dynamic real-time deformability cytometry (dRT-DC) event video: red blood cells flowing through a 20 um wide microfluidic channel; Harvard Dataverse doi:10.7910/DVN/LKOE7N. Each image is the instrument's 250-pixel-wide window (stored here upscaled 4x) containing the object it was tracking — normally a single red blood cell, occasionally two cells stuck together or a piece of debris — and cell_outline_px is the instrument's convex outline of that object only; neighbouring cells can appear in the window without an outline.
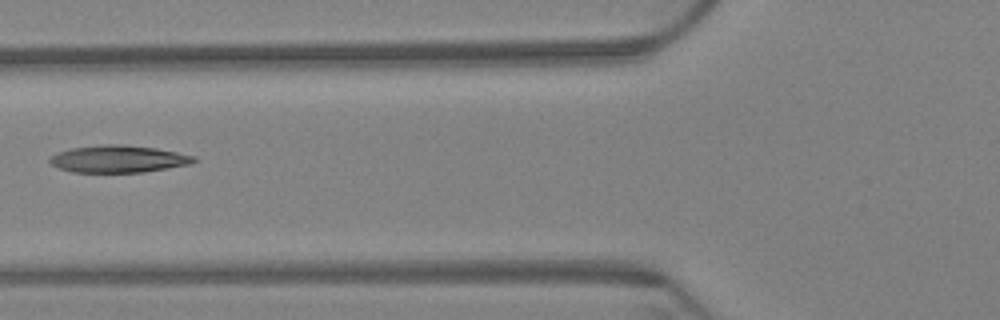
{"species": "Egyptian fruit bat (a non-hibernating species)", "species_latin": "Rousettus aegyptiacus", "temperature_condition": "warm", "stored_images_in_passage": 9, "camera_frame_rate_fps": 3000, "um_per_image_px": 0.085, "animal": {"sex": "female"}, "frame": {"image": 1, "passage_image": 7, "time_ms": 2.0, "image_size_px": [1000, 320], "cell_outline_px": [[196, 160], [188, 164], [144, 172], [72, 172], [60, 168], [52, 164], [48, 160], [52, 156], [60, 152], [72, 148], [104, 144], [120, 144], [156, 148], [196, 156]], "centroid_in_image_um": [10.06, 13.51], "position_along_channel_um": 115.7, "area_um2": 22.48}}
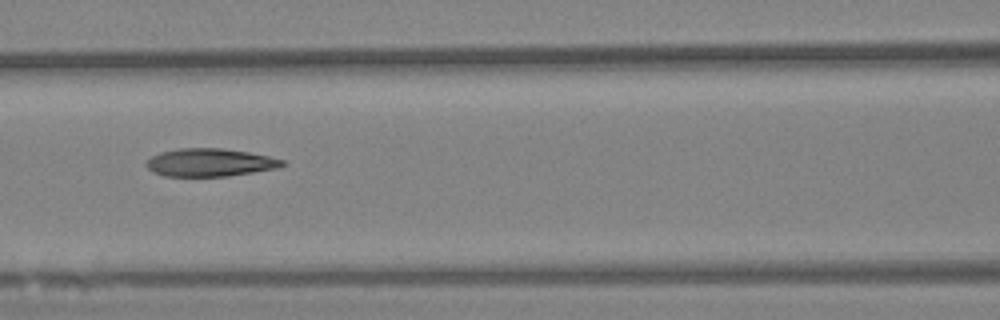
{"frame": {"image": 2, "passage_image": 8, "time_ms": 2.333, "image_size_px": [1000, 320], "cell_outline_px": [[288, 164], [280, 168], [228, 176], [164, 176], [152, 172], [144, 164], [152, 156], [160, 152], [180, 148], [220, 148], [248, 152], [268, 156], [284, 160]], "centroid_in_image_um": [17.86, 13.81], "position_along_channel_um": 148.7, "area_um2": 22.25}}
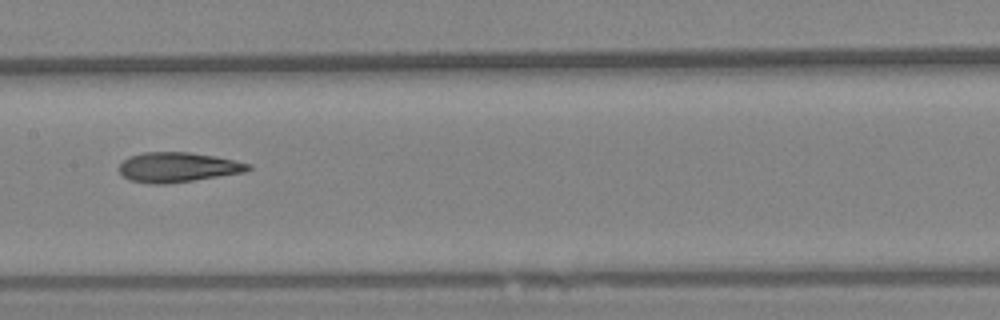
{"frame": {"image": 3, "passage_image": 9, "time_ms": 2.667, "image_size_px": [1000, 320], "cell_outline_px": [[252, 168], [244, 172], [192, 180], [164, 184], [152, 184], [128, 180], [120, 172], [120, 164], [128, 156], [144, 152], [188, 152], [216, 156], [252, 164]], "centroid_in_image_um": [15.1, 14.2], "position_along_channel_um": 192.3, "area_um2": 22.31}}